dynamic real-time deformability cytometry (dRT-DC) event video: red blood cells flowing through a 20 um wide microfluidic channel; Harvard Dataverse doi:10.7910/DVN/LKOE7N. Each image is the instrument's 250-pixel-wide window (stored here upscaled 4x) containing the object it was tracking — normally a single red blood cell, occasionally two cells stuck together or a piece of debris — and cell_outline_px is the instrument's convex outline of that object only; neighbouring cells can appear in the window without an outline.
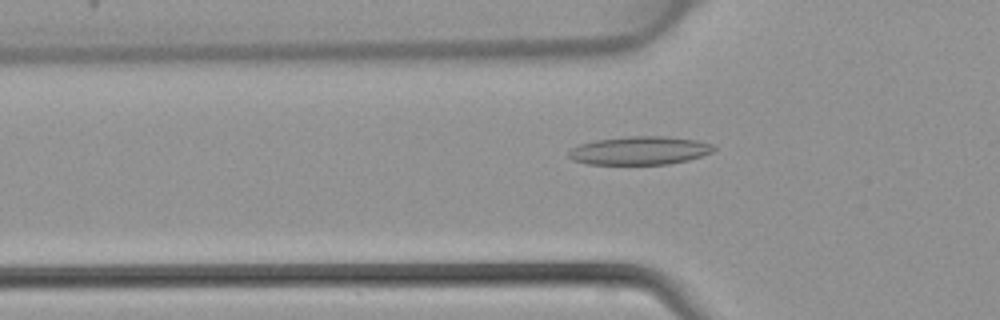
{"species": "common noctule bat (a hibernating species)", "species_latin": "Nyctalus noctula", "temperature_condition": "warm", "stored_images_in_passage": 45, "camera_frame_rate_fps": 3000, "um_per_image_px": 0.085, "animal": {"sex": "female", "body_mass_g": 22.7, "forearm_length_mm": 54.2}, "frame": {"image": 1, "passage_image": 15, "time_ms": 4.667, "image_size_px": [1000, 320], "cell_outline_px": [[716, 148], [712, 152], [688, 160], [668, 164], [588, 164], [572, 160], [568, 156], [568, 152], [572, 148], [580, 144], [596, 140], [628, 136], [664, 136], [696, 140], [712, 144]], "centroid_in_image_um": [54.36, 12.8], "position_along_channel_um": 71.4, "area_um2": 23.87}}
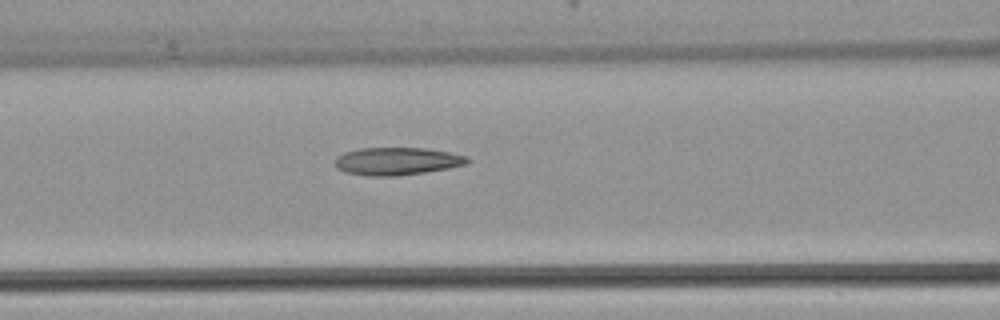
{"frame": {"image": 2, "passage_image": 19, "time_ms": 6.0, "image_size_px": [1000, 320], "cell_outline_px": [[468, 164], [448, 168], [424, 172], [396, 176], [368, 176], [344, 172], [336, 168], [336, 156], [344, 152], [360, 148], [424, 148], [448, 152], [468, 156]], "centroid_in_image_um": [33.72, 13.7], "position_along_channel_um": 132.9, "area_um2": 21.33}}
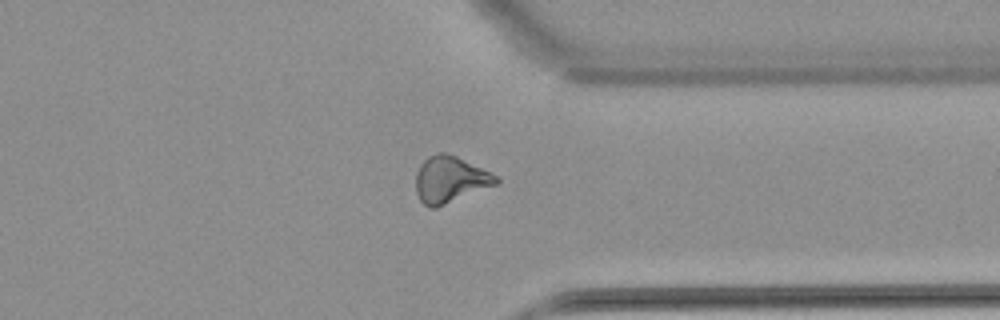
{"frame": {"image": 3, "passage_image": 35, "time_ms": 11.333, "image_size_px": [1000, 320], "cell_outline_px": [[500, 180], [496, 184], [436, 208], [428, 208], [420, 200], [416, 192], [416, 172], [420, 164], [428, 156], [436, 152], [444, 152], [456, 156], [500, 176]], "centroid_in_image_um": [38.25, 15.25], "position_along_channel_um": 373.2, "area_um2": 21.79}}